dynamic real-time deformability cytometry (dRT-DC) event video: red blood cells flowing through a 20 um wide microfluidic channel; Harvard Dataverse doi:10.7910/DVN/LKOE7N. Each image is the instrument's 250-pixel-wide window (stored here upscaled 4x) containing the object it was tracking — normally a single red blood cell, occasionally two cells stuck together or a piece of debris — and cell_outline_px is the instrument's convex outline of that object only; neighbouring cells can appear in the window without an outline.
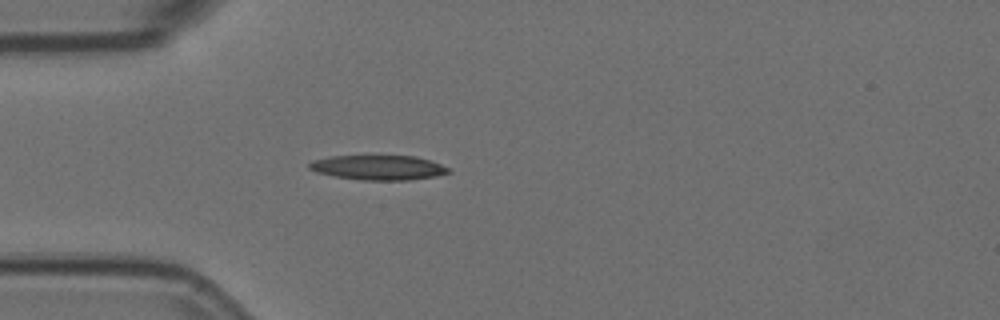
{"species": "Egyptian fruit bat (a non-hibernating species)", "species_latin": "Rousettus aegyptiacus", "temperature_condition": "room temperature", "stored_images_in_passage": 3, "camera_frame_rate_fps": 3000, "um_per_image_px": 0.085, "animal": {"sex": "female"}, "frame": {"image": 1, "passage_image": 3, "time_ms": 0.667, "image_size_px": [1000, 320], "cell_outline_px": [[452, 172], [436, 176], [408, 180], [360, 180], [336, 176], [316, 172], [308, 168], [308, 164], [312, 160], [332, 156], [416, 156], [440, 164], [448, 168]], "centroid_in_image_um": [32.15, 14.24], "position_along_channel_um": 52.9, "area_um2": 19.94}}